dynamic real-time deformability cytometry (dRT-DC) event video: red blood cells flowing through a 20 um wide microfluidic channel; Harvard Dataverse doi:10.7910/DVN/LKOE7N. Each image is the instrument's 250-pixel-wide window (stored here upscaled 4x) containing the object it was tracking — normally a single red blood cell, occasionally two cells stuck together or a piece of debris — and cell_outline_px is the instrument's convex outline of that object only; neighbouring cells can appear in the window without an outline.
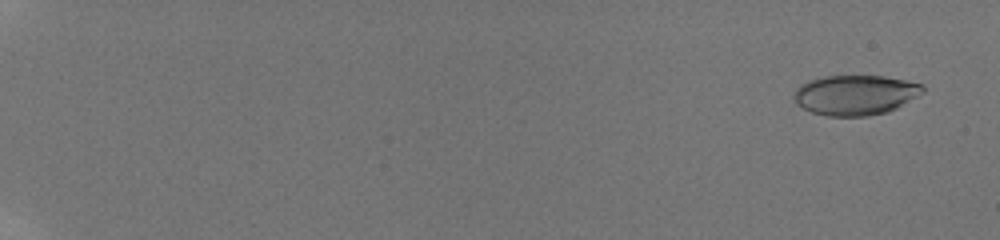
{"species": "human", "species_latin": "Homo sapiens", "temperature_condition": "room temperature", "stored_images_in_passage": 43, "camera_frame_rate_fps": 3000, "um_per_image_px": 0.085, "donor": {"sex": "male"}, "frame": {"image": 1, "passage_image": 6, "time_ms": 1.0, "image_size_px": [1000, 240], "cell_outline_px": [[924, 92], [920, 96], [888, 112], [868, 116], [828, 116], [812, 112], [796, 104], [796, 88], [800, 84], [808, 80], [824, 76], [884, 76], [924, 84]], "centroid_in_image_um": [72.75, 8.07], "position_along_channel_um": 12.3, "area_um2": 30.11}}
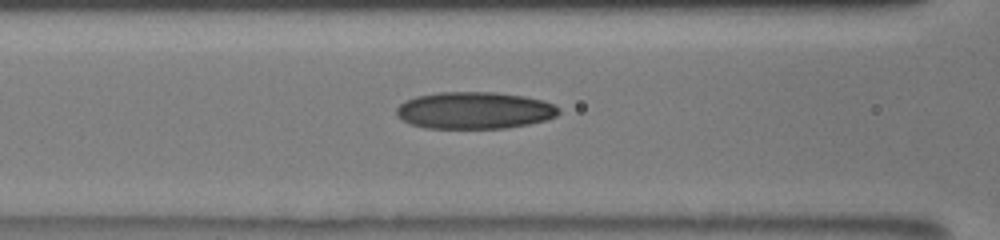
{"frame": {"image": 2, "passage_image": 40, "time_ms": 9.667, "image_size_px": [1000, 240], "cell_outline_px": [[560, 112], [556, 116], [544, 120], [528, 124], [504, 128], [424, 128], [412, 124], [396, 116], [396, 108], [404, 100], [416, 96], [440, 92], [496, 92], [524, 96], [544, 100], [560, 108]], "centroid_in_image_um": [40.32, 9.38], "position_along_channel_um": 126.3, "area_um2": 35.03}}
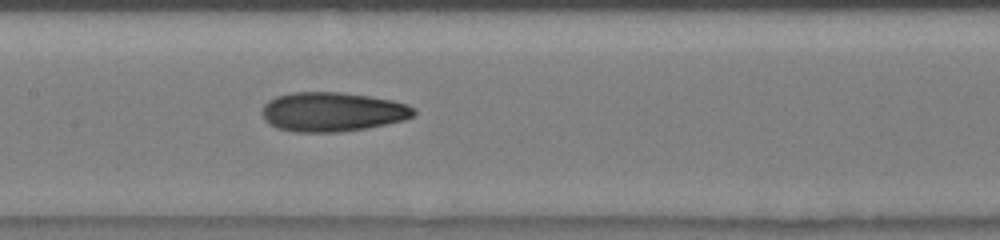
{"frame": {"image": 3, "passage_image": 43, "time_ms": 11.0, "image_size_px": [1000, 240], "cell_outline_px": [[416, 116], [404, 120], [388, 124], [368, 128], [336, 132], [296, 132], [276, 128], [264, 120], [264, 104], [268, 100], [276, 96], [292, 92], [340, 92], [368, 96], [392, 100], [408, 104], [416, 108]], "centroid_in_image_um": [28.3, 9.51], "position_along_channel_um": 179.1, "area_um2": 34.97}}